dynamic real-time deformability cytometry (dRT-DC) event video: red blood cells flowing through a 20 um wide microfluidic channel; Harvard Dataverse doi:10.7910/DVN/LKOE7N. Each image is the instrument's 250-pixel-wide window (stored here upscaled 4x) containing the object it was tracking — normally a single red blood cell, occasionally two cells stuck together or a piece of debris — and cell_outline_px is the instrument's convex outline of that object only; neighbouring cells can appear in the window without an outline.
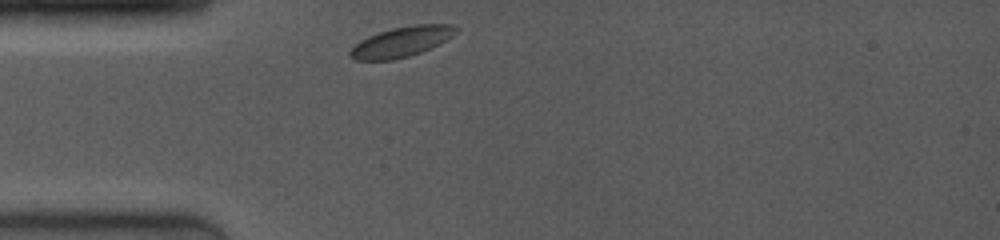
{"species": "common noctule bat (a hibernating species)", "species_latin": "Nyctalus noctula", "temperature_condition": "room temperature", "stored_images_in_passage": 32, "camera_frame_rate_fps": 4000, "um_per_image_px": 0.085, "animal": {"sex": "female", "body_mass_g": 19.0, "forearm_length_mm": 53.3}, "frame": {"image": 1, "passage_image": 1, "time_ms": 0.0, "image_size_px": [1000, 240], "cell_outline_px": [[456, 32], [452, 36], [440, 44], [432, 48], [408, 56], [392, 60], [356, 60], [348, 56], [348, 52], [360, 40], [368, 36], [392, 28], [416, 24], [452, 24], [456, 28]], "centroid_in_image_um": [34.12, 3.55], "position_along_channel_um": 50.9, "area_um2": 18.55}}
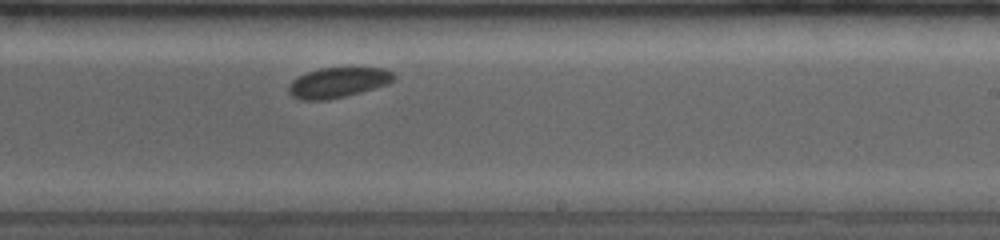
{"frame": {"image": 2, "passage_image": 19, "time_ms": 5.75, "image_size_px": [1000, 240], "cell_outline_px": [[396, 76], [388, 84], [360, 92], [328, 100], [300, 100], [292, 96], [288, 92], [288, 88], [292, 80], [308, 72], [320, 68], [384, 68], [392, 72]], "centroid_in_image_um": [28.71, 7.02], "position_along_channel_um": 260.3, "area_um2": 18.32}}
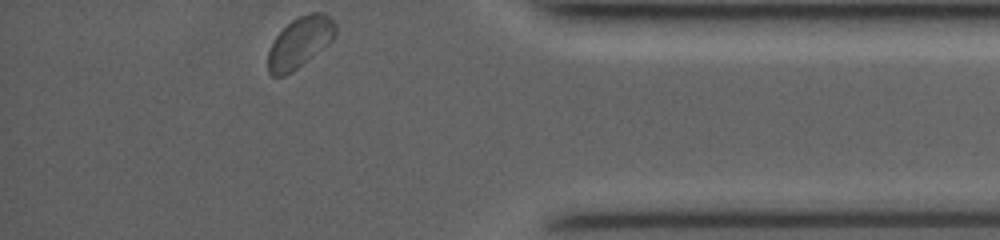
{"frame": {"image": 3, "passage_image": 32, "time_ms": 10.0, "image_size_px": [1000, 240], "cell_outline_px": [[336, 36], [328, 44], [292, 72], [284, 76], [272, 76], [268, 72], [268, 52], [276, 36], [292, 20], [300, 16], [312, 12], [324, 12], [336, 24]], "centroid_in_image_um": [25.5, 3.6], "position_along_channel_um": 409.7, "area_um2": 19.77}, "authors_computed_cell_mechanics": {"area_um2": 18.5249, "velocity_mm_per_s": 3.8295, "shape_relaxation_time_tau1_ms": 1.7103, "shape_relaxation_time_tau2_ms": null, "deformation_change_tau1": 0.053, "deformation_change_tau2": null}}